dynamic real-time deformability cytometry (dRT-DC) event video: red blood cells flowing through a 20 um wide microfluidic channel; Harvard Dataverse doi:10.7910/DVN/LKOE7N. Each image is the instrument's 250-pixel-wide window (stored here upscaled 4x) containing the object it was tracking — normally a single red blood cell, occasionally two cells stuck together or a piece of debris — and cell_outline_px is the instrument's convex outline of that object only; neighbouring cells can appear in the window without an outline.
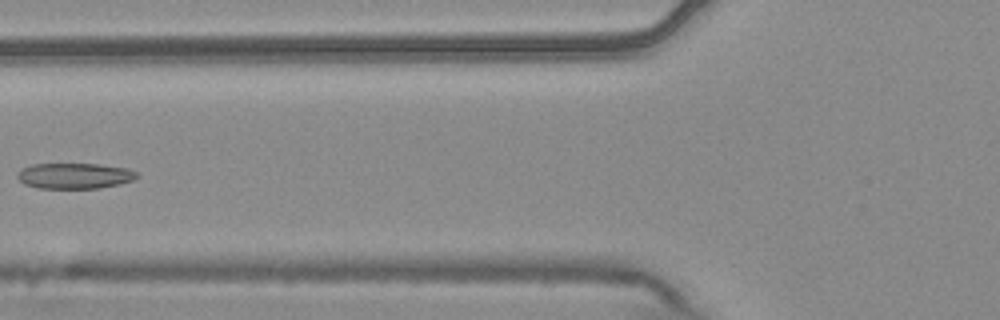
{"species": "common noctule bat (a hibernating species)", "species_latin": "Nyctalus noctula", "temperature_condition": "warm", "stored_images_in_passage": 6, "camera_frame_rate_fps": 3000, "um_per_image_px": 0.085, "animal": {"sex": "male", "body_mass_g": 20.4}, "frame": {"image": 1, "passage_image": 5, "time_ms": 1.333, "image_size_px": [1000, 320], "cell_outline_px": [[140, 176], [132, 180], [120, 184], [100, 188], [40, 188], [24, 184], [16, 176], [16, 172], [20, 168], [32, 164], [100, 164], [128, 168], [136, 172]], "centroid_in_image_um": [6.33, 14.94], "position_along_channel_um": 119.5, "area_um2": 18.03}}
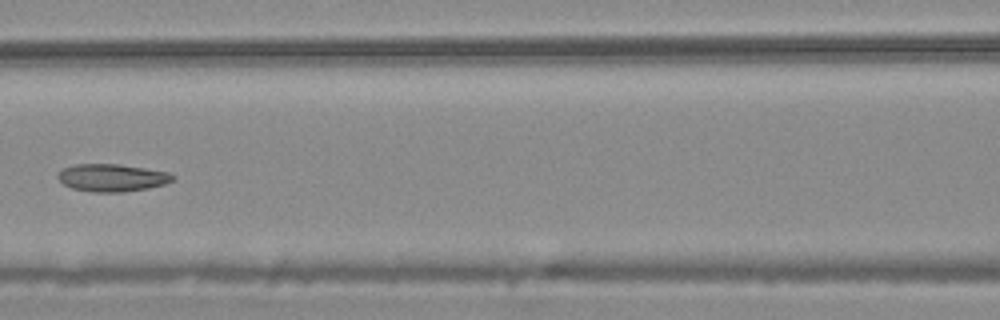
{"frame": {"image": 2, "passage_image": 6, "time_ms": 1.667, "image_size_px": [1000, 320], "cell_outline_px": [[176, 176], [172, 180], [164, 184], [148, 188], [124, 192], [92, 192], [72, 188], [64, 184], [56, 176], [64, 168], [76, 164], [120, 164], [168, 172]], "centroid_in_image_um": [9.53, 15.11], "position_along_channel_um": 157.1, "area_um2": 18.32}}